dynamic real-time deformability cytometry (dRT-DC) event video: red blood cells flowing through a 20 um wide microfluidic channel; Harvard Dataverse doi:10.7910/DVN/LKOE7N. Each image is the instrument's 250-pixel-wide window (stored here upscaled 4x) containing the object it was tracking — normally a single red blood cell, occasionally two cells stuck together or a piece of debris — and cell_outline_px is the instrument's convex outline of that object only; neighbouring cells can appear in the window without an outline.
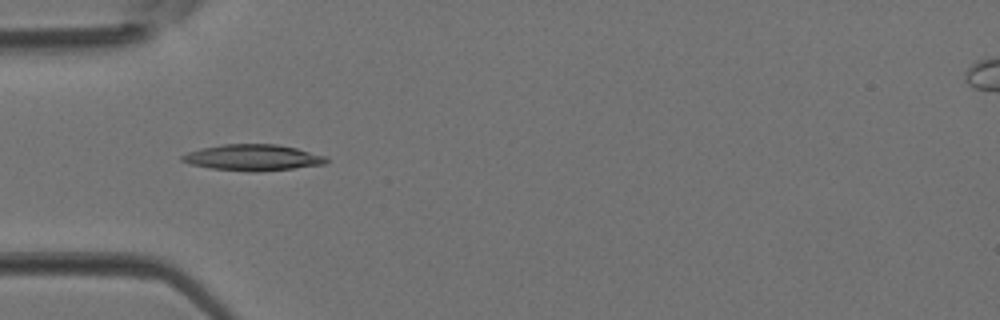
{"species": "Egyptian fruit bat (a non-hibernating species)", "species_latin": "Rousettus aegyptiacus", "temperature_condition": "room temperature", "stored_images_in_passage": 3, "camera_frame_rate_fps": 3000, "um_per_image_px": 0.085, "animal": {"sex": "female"}, "frame": {"image": 1, "passage_image": 3, "time_ms": 0.667, "image_size_px": [1000, 320], "cell_outline_px": [[328, 160], [324, 164], [292, 168], [256, 172], [252, 172], [212, 168], [192, 164], [180, 160], [180, 156], [188, 152], [204, 148], [224, 144], [276, 144], [296, 148], [328, 156]], "centroid_in_image_um": [21.52, 13.39], "position_along_channel_um": 63.5, "area_um2": 21.73}}